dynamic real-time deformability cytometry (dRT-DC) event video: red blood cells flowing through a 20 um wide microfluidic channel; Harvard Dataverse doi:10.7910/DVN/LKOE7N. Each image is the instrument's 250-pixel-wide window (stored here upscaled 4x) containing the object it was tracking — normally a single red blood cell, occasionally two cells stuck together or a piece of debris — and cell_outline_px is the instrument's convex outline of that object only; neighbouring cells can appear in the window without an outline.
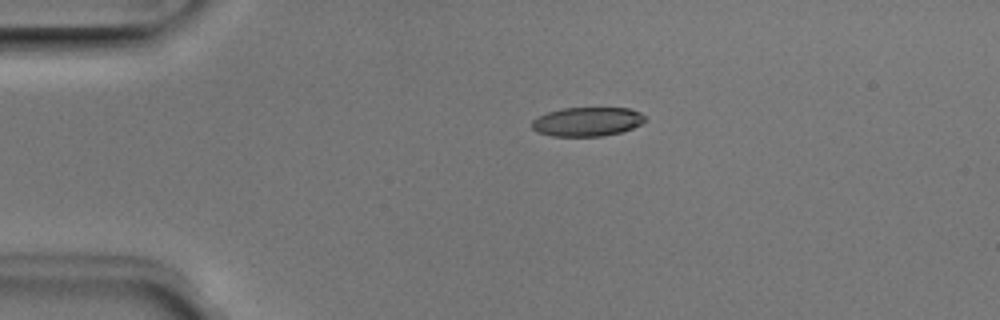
{"species": "Egyptian fruit bat (a non-hibernating species)", "species_latin": "Rousettus aegyptiacus", "temperature_condition": "room temperature", "stored_images_in_passage": 3, "camera_frame_rate_fps": 3000, "um_per_image_px": 0.085, "animal": {"sex": "male"}, "frame": {"image": 1, "passage_image": 2, "time_ms": 0.333, "image_size_px": [1000, 320], "cell_outline_px": [[648, 120], [632, 128], [620, 132], [604, 136], [552, 136], [536, 132], [532, 128], [532, 120], [548, 112], [564, 108], [628, 108], [640, 112]], "centroid_in_image_um": [49.92, 10.34], "position_along_channel_um": 35.1, "area_um2": 19.13}}